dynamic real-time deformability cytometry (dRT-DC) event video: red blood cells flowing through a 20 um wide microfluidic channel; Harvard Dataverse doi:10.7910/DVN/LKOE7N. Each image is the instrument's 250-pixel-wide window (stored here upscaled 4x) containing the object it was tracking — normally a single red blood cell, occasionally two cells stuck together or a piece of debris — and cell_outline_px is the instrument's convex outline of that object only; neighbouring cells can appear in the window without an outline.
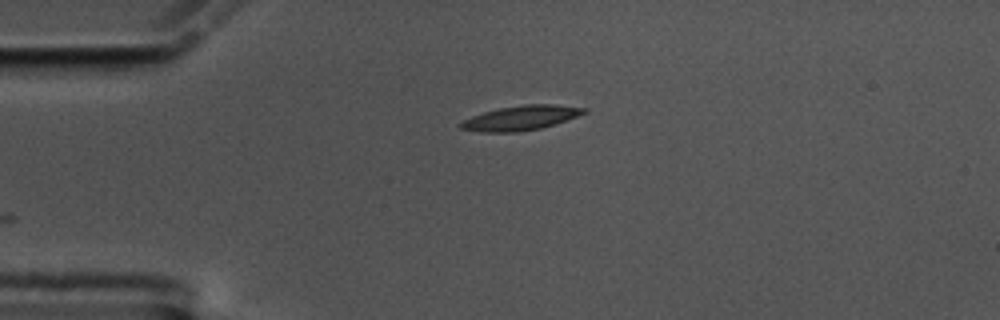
{"species": "common noctule bat (a hibernating species)", "species_latin": "Nyctalus noctula", "temperature_condition": "cold", "stored_images_in_passage": 26, "camera_frame_rate_fps": 3000, "um_per_image_px": 0.085, "animal": {"sex": "male", "body_mass_g": 17.5, "forearm_length_mm": 52.3}, "frame": {"image": 1, "passage_image": 1, "time_ms": 0.0, "image_size_px": [1000, 320], "cell_outline_px": [[588, 112], [556, 124], [540, 128], [520, 132], [480, 132], [460, 128], [456, 124], [472, 116], [484, 112], [500, 108], [524, 104], [556, 104], [588, 108]], "centroid_in_image_um": [44.29, 10.02], "position_along_channel_um": 40.7, "area_um2": 17.8}}
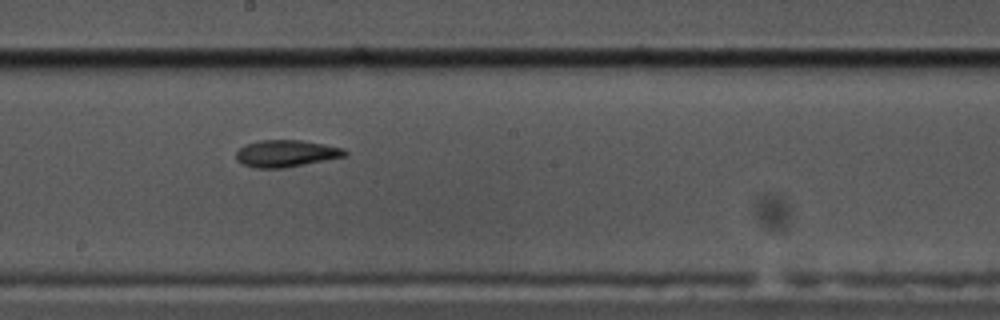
{"frame": {"image": 2, "passage_image": 19, "time_ms": 6.0, "image_size_px": [1000, 320], "cell_outline_px": [[348, 152], [344, 156], [284, 168], [256, 168], [244, 164], [236, 160], [236, 152], [240, 148], [248, 144], [260, 140], [300, 140], [324, 144], [344, 148]], "centroid_in_image_um": [24.31, 13.04], "position_along_channel_um": 223.9, "area_um2": 16.82}}
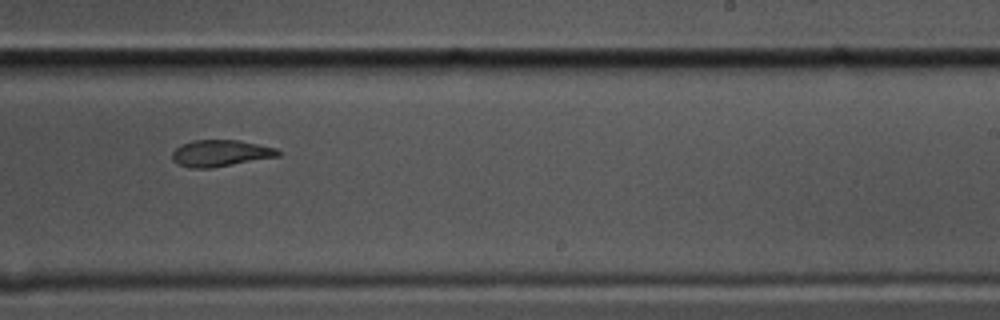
{"frame": {"image": 3, "passage_image": 23, "time_ms": 7.333, "image_size_px": [1000, 320], "cell_outline_px": [[280, 156], [212, 168], [192, 168], [176, 164], [172, 160], [172, 152], [176, 148], [192, 140], [240, 140], [276, 148], [280, 152]], "centroid_in_image_um": [18.73, 13.03], "position_along_channel_um": 270.3, "area_um2": 16.42}}